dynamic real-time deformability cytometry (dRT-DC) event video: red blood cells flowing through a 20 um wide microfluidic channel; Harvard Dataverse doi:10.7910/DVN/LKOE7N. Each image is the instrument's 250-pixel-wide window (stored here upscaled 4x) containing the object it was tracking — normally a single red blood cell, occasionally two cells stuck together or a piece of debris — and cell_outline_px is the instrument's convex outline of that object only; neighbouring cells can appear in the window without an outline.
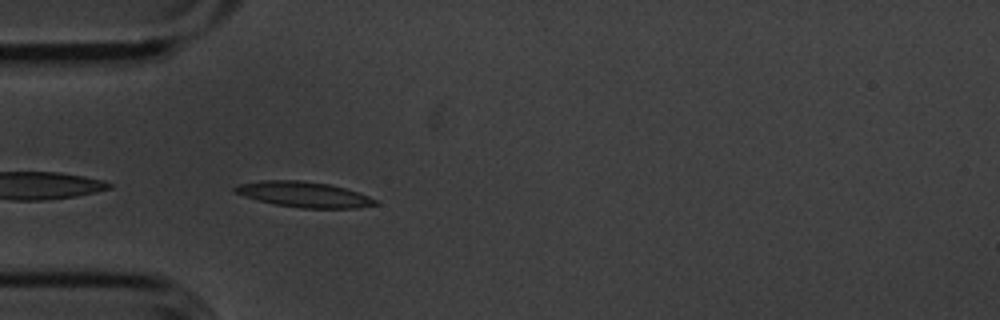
{"species": "common noctule bat (a hibernating species)", "species_latin": "Nyctalus noctula", "temperature_condition": "cold", "stored_images_in_passage": 41, "camera_frame_rate_fps": 3000, "um_per_image_px": 0.085, "animal": {"sex": "male", "body_mass_g": 20.1, "forearm_length_mm": 53.5}, "frame": {"image": 1, "passage_image": 2, "time_ms": 0.333, "image_size_px": [1000, 320], "cell_outline_px": [[380, 204], [356, 208], [300, 208], [276, 204], [256, 200], [244, 196], [236, 192], [232, 188], [240, 184], [264, 180], [300, 180], [328, 184], [344, 188], [368, 196], [376, 200]], "centroid_in_image_um": [25.83, 16.53], "position_along_channel_um": 59.2, "area_um2": 20.63}}
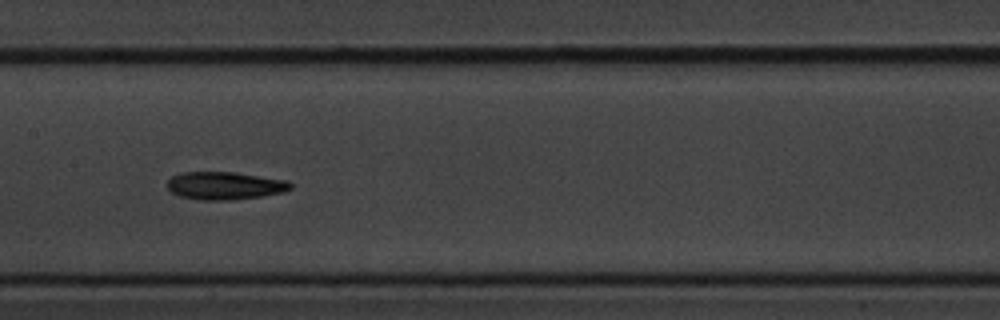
{"frame": {"image": 2, "passage_image": 13, "time_ms": 4.0, "image_size_px": [1000, 320], "cell_outline_px": [[292, 188], [284, 192], [260, 196], [228, 200], [200, 200], [180, 196], [172, 192], [164, 184], [172, 176], [180, 172], [236, 172], [288, 180], [292, 184]], "centroid_in_image_um": [19.09, 15.77], "position_along_channel_um": 188.3, "area_um2": 20.11}}
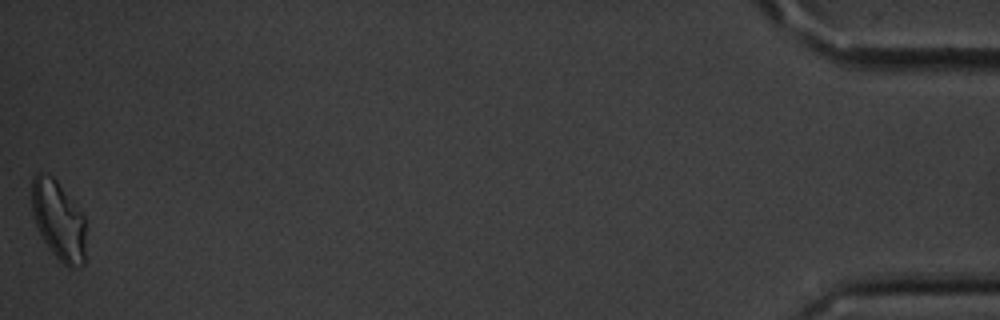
{"frame": {"image": 3, "passage_image": 41, "time_ms": 13.333, "image_size_px": [1000, 320], "cell_outline_px": [[88, 260], [84, 264], [76, 268], [68, 268], [48, 248], [36, 228], [32, 216], [32, 176], [36, 172], [40, 172], [52, 176], [56, 180], [84, 216]], "centroid_in_image_um": [5.0, 18.79], "position_along_channel_um": 430.2, "area_um2": 25.61}, "authors_computed_cell_mechanics": {"area_um2": 19.8254, "velocity_mm_per_s": 3.5977, "shape_relaxation_time_tau1_ms": 5.7285, "shape_relaxation_time_tau2_ms": 6.9373, "deformation_change_tau1": 0.1424, "deformation_change_tau2": 0.1536}}